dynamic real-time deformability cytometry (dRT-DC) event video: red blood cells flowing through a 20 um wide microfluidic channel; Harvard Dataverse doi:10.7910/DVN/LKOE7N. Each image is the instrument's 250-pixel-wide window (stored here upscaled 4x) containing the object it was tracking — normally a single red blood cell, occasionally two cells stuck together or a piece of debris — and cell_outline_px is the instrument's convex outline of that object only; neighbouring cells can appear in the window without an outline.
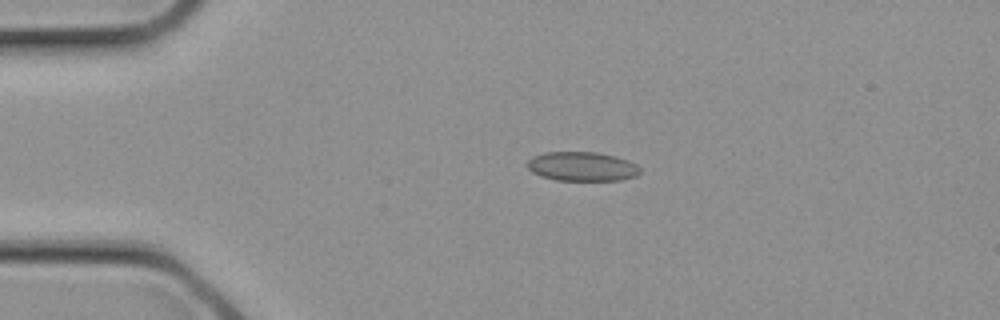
{"species": "common noctule bat (a hibernating species)", "species_latin": "Nyctalus noctula", "temperature_condition": "cold", "stored_images_in_passage": 3, "camera_frame_rate_fps": 3000, "um_per_image_px": 0.085, "animal": {"sex": "female", "body_mass_g": 21.9}, "frame": {"image": 1, "passage_image": 2, "time_ms": 0.333, "image_size_px": [1000, 320], "cell_outline_px": [[640, 172], [636, 176], [620, 180], [556, 180], [540, 176], [532, 172], [524, 164], [532, 156], [544, 152], [596, 152], [616, 156], [628, 160], [636, 164], [640, 168]], "centroid_in_image_um": [49.44, 14.14], "position_along_channel_um": 35.6, "area_um2": 19.36}}
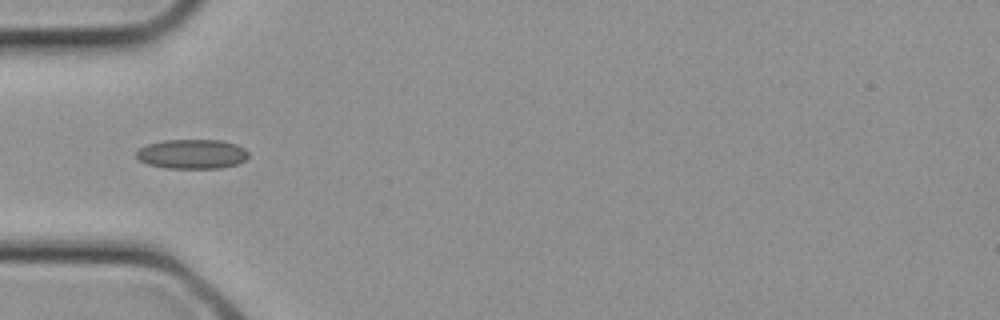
{"frame": {"image": 2, "passage_image": 3, "time_ms": 0.667, "image_size_px": [1000, 320], "cell_outline_px": [[248, 156], [244, 160], [236, 164], [220, 168], [168, 168], [148, 164], [140, 160], [136, 156], [136, 152], [140, 148], [148, 144], [164, 140], [220, 140], [236, 144], [244, 148], [248, 152]], "centroid_in_image_um": [16.33, 13.09], "position_along_channel_um": 68.7, "area_um2": 19.13}}